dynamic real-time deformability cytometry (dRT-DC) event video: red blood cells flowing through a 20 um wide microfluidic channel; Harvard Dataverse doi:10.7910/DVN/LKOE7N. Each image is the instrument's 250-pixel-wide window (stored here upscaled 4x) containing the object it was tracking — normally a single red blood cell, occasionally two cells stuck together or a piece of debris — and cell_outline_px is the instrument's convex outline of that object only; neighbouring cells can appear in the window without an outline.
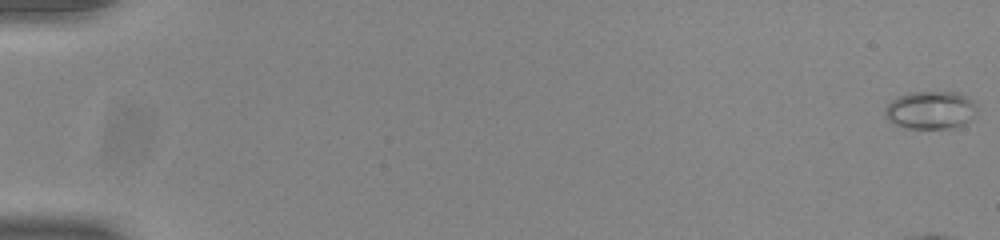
{"species": "common noctule bat (a hibernating species)", "species_latin": "Nyctalus noctula", "temperature_condition": "room temperature", "stored_images_in_passage": 56, "camera_frame_rate_fps": 3000, "um_per_image_px": 0.085, "animal": {"sex": "male", "body_mass_g": 20.0, "forearm_length_mm": 53.3}, "frame": {"image": 1, "passage_image": 1, "time_ms": 0.0, "image_size_px": [1000, 240], "cell_outline_px": [[976, 116], [964, 124], [956, 128], [908, 128], [892, 124], [884, 116], [884, 108], [892, 100], [908, 92], [960, 92], [968, 96], [976, 104]], "centroid_in_image_um": [79.12, 9.36], "position_along_channel_um": 5.9, "area_um2": 20.69}}